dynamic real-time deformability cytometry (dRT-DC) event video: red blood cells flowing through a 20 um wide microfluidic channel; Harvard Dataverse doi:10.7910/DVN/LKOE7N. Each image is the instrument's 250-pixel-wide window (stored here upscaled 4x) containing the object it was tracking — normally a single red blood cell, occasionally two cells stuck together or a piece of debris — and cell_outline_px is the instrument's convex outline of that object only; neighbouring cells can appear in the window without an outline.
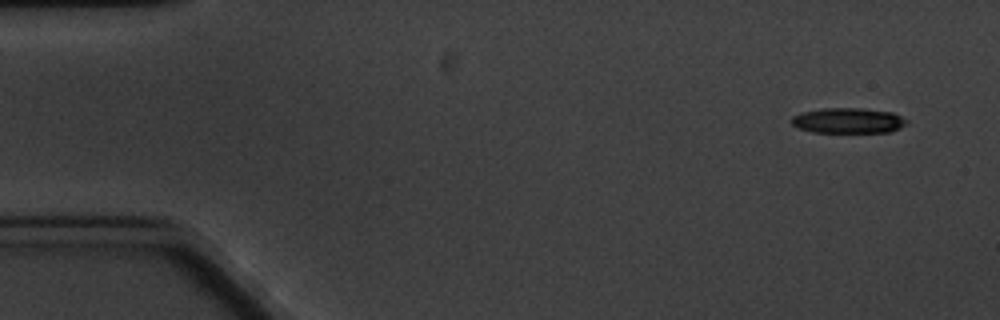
{"species": "common noctule bat (a hibernating species)", "species_latin": "Nyctalus noctula", "temperature_condition": "cold", "stored_images_in_passage": 6, "camera_frame_rate_fps": 3000, "um_per_image_px": 0.085, "animal": {"sex": "male", "body_mass_g": 20.1, "forearm_length_mm": 53.5}, "frame": {"image": 1, "passage_image": 1, "time_ms": 0.0, "image_size_px": [1000, 320], "cell_outline_px": [[908, 124], [892, 132], [812, 132], [800, 128], [792, 124], [792, 116], [804, 112], [824, 108], [864, 108], [892, 112], [908, 120]], "centroid_in_image_um": [72.15, 10.25], "position_along_channel_um": 12.8, "area_um2": 16.99}}
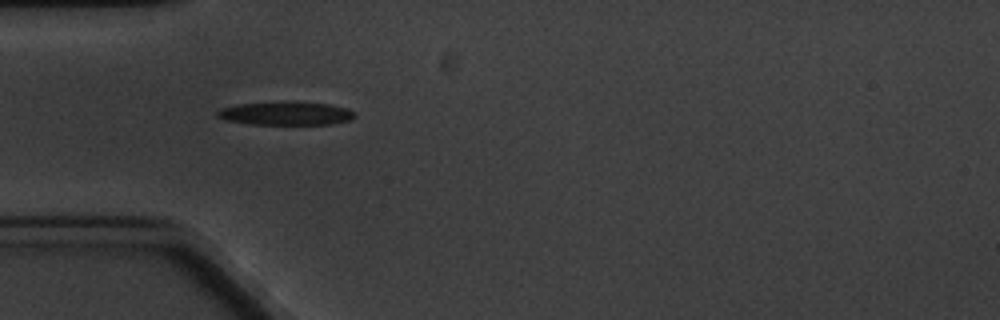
{"frame": {"image": 2, "passage_image": 5, "time_ms": 4.667, "image_size_px": [1000, 320], "cell_outline_px": [[356, 116], [352, 120], [332, 124], [252, 124], [224, 120], [216, 116], [216, 112], [220, 108], [236, 104], [328, 104], [344, 108], [352, 112]], "centroid_in_image_um": [24.25, 9.69], "position_along_channel_um": 60.7, "area_um2": 17.74}}